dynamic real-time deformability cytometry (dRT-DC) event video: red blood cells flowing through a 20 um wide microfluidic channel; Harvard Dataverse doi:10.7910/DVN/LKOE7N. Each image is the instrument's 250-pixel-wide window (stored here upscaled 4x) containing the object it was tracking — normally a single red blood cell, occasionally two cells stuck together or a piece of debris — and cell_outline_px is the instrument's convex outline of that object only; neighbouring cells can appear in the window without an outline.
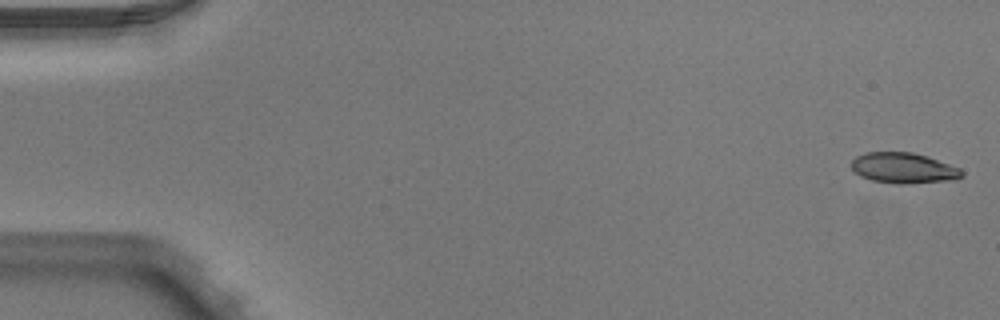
{"species": "Egyptian fruit bat (a non-hibernating species)", "species_latin": "Rousettus aegyptiacus", "temperature_condition": "warm", "stored_images_in_passage": 50, "camera_frame_rate_fps": 3000, "um_per_image_px": 0.085, "animal": {"sex": "male"}, "frame": {"image": 1, "passage_image": 1, "time_ms": 0.0, "image_size_px": [1000, 320], "cell_outline_px": [[964, 176], [956, 180], [904, 184], [896, 184], [872, 180], [860, 176], [852, 168], [852, 160], [856, 156], [868, 152], [912, 152], [928, 156], [960, 168], [964, 172]], "centroid_in_image_um": [76.85, 14.29], "position_along_channel_um": 8.2, "area_um2": 19.83}}
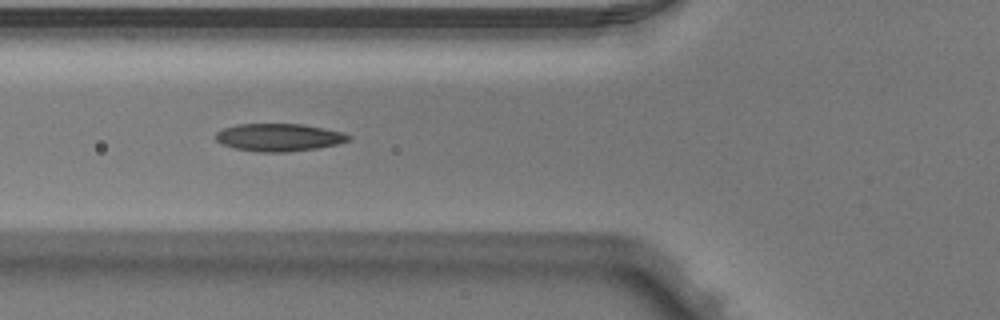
{"frame": {"image": 2, "passage_image": 19, "time_ms": 6.0, "image_size_px": [1000, 320], "cell_outline_px": [[352, 136], [348, 140], [336, 144], [316, 148], [288, 152], [260, 152], [236, 148], [220, 144], [216, 140], [216, 132], [224, 128], [236, 124], [304, 124], [344, 132]], "centroid_in_image_um": [23.7, 11.67], "position_along_channel_um": 102.1, "area_um2": 21.39}}
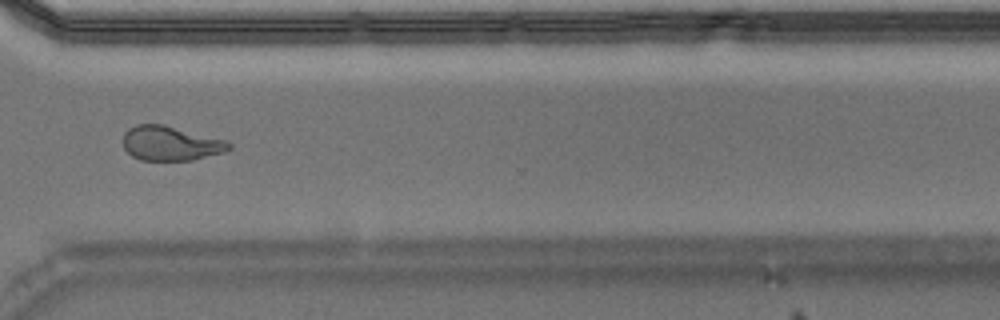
{"frame": {"image": 3, "passage_image": 38, "time_ms": 12.333, "image_size_px": [1000, 320], "cell_outline_px": [[232, 148], [224, 152], [192, 160], [140, 160], [132, 156], [124, 148], [120, 140], [124, 132], [128, 128], [136, 124], [164, 124], [228, 140], [232, 144]], "centroid_in_image_um": [14.49, 12.17], "position_along_channel_um": 356.1, "area_um2": 21.73}, "authors_computed_cell_mechanics": {"area_um2": 21.0103, "velocity_mm_per_s": 4.0029, "shape_relaxation_time_tau1_ms": 5.2897, "shape_relaxation_time_tau2_ms": 1.6257, "deformation_change_tau1": 0.1707, "deformation_change_tau2": 0.0977}}